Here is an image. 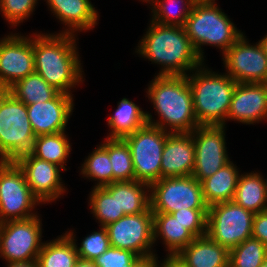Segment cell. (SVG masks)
I'll list each match as a JSON object with an SVG mask.
<instances>
[{"mask_svg":"<svg viewBox=\"0 0 267 267\" xmlns=\"http://www.w3.org/2000/svg\"><path fill=\"white\" fill-rule=\"evenodd\" d=\"M230 251L207 234L196 237L177 256L188 267H227Z\"/></svg>","mask_w":267,"mask_h":267,"instance_id":"cell-21","label":"cell"},{"mask_svg":"<svg viewBox=\"0 0 267 267\" xmlns=\"http://www.w3.org/2000/svg\"><path fill=\"white\" fill-rule=\"evenodd\" d=\"M196 2H215V0H196Z\"/></svg>","mask_w":267,"mask_h":267,"instance_id":"cell-46","label":"cell"},{"mask_svg":"<svg viewBox=\"0 0 267 267\" xmlns=\"http://www.w3.org/2000/svg\"><path fill=\"white\" fill-rule=\"evenodd\" d=\"M267 258V247L250 237L232 248L229 253L231 267H260Z\"/></svg>","mask_w":267,"mask_h":267,"instance_id":"cell-34","label":"cell"},{"mask_svg":"<svg viewBox=\"0 0 267 267\" xmlns=\"http://www.w3.org/2000/svg\"><path fill=\"white\" fill-rule=\"evenodd\" d=\"M261 179H262L263 187L265 189V193H266V196H267V179H265L262 174H261Z\"/></svg>","mask_w":267,"mask_h":267,"instance_id":"cell-45","label":"cell"},{"mask_svg":"<svg viewBox=\"0 0 267 267\" xmlns=\"http://www.w3.org/2000/svg\"><path fill=\"white\" fill-rule=\"evenodd\" d=\"M254 215L233 200L209 206L207 235L230 251L252 237Z\"/></svg>","mask_w":267,"mask_h":267,"instance_id":"cell-9","label":"cell"},{"mask_svg":"<svg viewBox=\"0 0 267 267\" xmlns=\"http://www.w3.org/2000/svg\"><path fill=\"white\" fill-rule=\"evenodd\" d=\"M57 19L67 28L59 33L77 34L93 30L99 15L90 0H44ZM76 32V33H75Z\"/></svg>","mask_w":267,"mask_h":267,"instance_id":"cell-20","label":"cell"},{"mask_svg":"<svg viewBox=\"0 0 267 267\" xmlns=\"http://www.w3.org/2000/svg\"><path fill=\"white\" fill-rule=\"evenodd\" d=\"M146 93L159 118L146 112L148 124L168 133H191L199 126L187 76L156 75Z\"/></svg>","mask_w":267,"mask_h":267,"instance_id":"cell-3","label":"cell"},{"mask_svg":"<svg viewBox=\"0 0 267 267\" xmlns=\"http://www.w3.org/2000/svg\"><path fill=\"white\" fill-rule=\"evenodd\" d=\"M139 1L146 2L148 4L151 0H139Z\"/></svg>","mask_w":267,"mask_h":267,"instance_id":"cell-48","label":"cell"},{"mask_svg":"<svg viewBox=\"0 0 267 267\" xmlns=\"http://www.w3.org/2000/svg\"><path fill=\"white\" fill-rule=\"evenodd\" d=\"M159 260L157 254L140 258L133 267H158Z\"/></svg>","mask_w":267,"mask_h":267,"instance_id":"cell-41","label":"cell"},{"mask_svg":"<svg viewBox=\"0 0 267 267\" xmlns=\"http://www.w3.org/2000/svg\"><path fill=\"white\" fill-rule=\"evenodd\" d=\"M78 258L74 242L63 233L43 243L37 262L39 267H74Z\"/></svg>","mask_w":267,"mask_h":267,"instance_id":"cell-28","label":"cell"},{"mask_svg":"<svg viewBox=\"0 0 267 267\" xmlns=\"http://www.w3.org/2000/svg\"><path fill=\"white\" fill-rule=\"evenodd\" d=\"M140 258L132 251L110 246L93 261L97 267H133Z\"/></svg>","mask_w":267,"mask_h":267,"instance_id":"cell-38","label":"cell"},{"mask_svg":"<svg viewBox=\"0 0 267 267\" xmlns=\"http://www.w3.org/2000/svg\"><path fill=\"white\" fill-rule=\"evenodd\" d=\"M73 95L59 92L47 102L26 105L35 136L66 131L74 109Z\"/></svg>","mask_w":267,"mask_h":267,"instance_id":"cell-17","label":"cell"},{"mask_svg":"<svg viewBox=\"0 0 267 267\" xmlns=\"http://www.w3.org/2000/svg\"><path fill=\"white\" fill-rule=\"evenodd\" d=\"M89 201L90 212L98 220L99 227H105L109 223L115 222L125 216L124 213H119L117 182L107 184L103 187L93 186Z\"/></svg>","mask_w":267,"mask_h":267,"instance_id":"cell-27","label":"cell"},{"mask_svg":"<svg viewBox=\"0 0 267 267\" xmlns=\"http://www.w3.org/2000/svg\"><path fill=\"white\" fill-rule=\"evenodd\" d=\"M251 171L239 176L233 201L254 214L267 210V196L261 172Z\"/></svg>","mask_w":267,"mask_h":267,"instance_id":"cell-25","label":"cell"},{"mask_svg":"<svg viewBox=\"0 0 267 267\" xmlns=\"http://www.w3.org/2000/svg\"><path fill=\"white\" fill-rule=\"evenodd\" d=\"M150 208L153 213H173L184 209H209L201 183L192 175L163 178L150 185Z\"/></svg>","mask_w":267,"mask_h":267,"instance_id":"cell-10","label":"cell"},{"mask_svg":"<svg viewBox=\"0 0 267 267\" xmlns=\"http://www.w3.org/2000/svg\"><path fill=\"white\" fill-rule=\"evenodd\" d=\"M7 267H39L37 260L7 262Z\"/></svg>","mask_w":267,"mask_h":267,"instance_id":"cell-42","label":"cell"},{"mask_svg":"<svg viewBox=\"0 0 267 267\" xmlns=\"http://www.w3.org/2000/svg\"><path fill=\"white\" fill-rule=\"evenodd\" d=\"M39 0H0V11L4 20L15 28L35 11Z\"/></svg>","mask_w":267,"mask_h":267,"instance_id":"cell-36","label":"cell"},{"mask_svg":"<svg viewBox=\"0 0 267 267\" xmlns=\"http://www.w3.org/2000/svg\"><path fill=\"white\" fill-rule=\"evenodd\" d=\"M7 91L26 105L47 102L59 93L36 72L18 80Z\"/></svg>","mask_w":267,"mask_h":267,"instance_id":"cell-30","label":"cell"},{"mask_svg":"<svg viewBox=\"0 0 267 267\" xmlns=\"http://www.w3.org/2000/svg\"><path fill=\"white\" fill-rule=\"evenodd\" d=\"M119 213L140 214L150 207V185L139 181L117 182Z\"/></svg>","mask_w":267,"mask_h":267,"instance_id":"cell-29","label":"cell"},{"mask_svg":"<svg viewBox=\"0 0 267 267\" xmlns=\"http://www.w3.org/2000/svg\"><path fill=\"white\" fill-rule=\"evenodd\" d=\"M267 119V83H237L226 121L251 125Z\"/></svg>","mask_w":267,"mask_h":267,"instance_id":"cell-18","label":"cell"},{"mask_svg":"<svg viewBox=\"0 0 267 267\" xmlns=\"http://www.w3.org/2000/svg\"><path fill=\"white\" fill-rule=\"evenodd\" d=\"M258 42L261 45V47L263 48V51L265 52V55L267 56V35H265V37H263Z\"/></svg>","mask_w":267,"mask_h":267,"instance_id":"cell-44","label":"cell"},{"mask_svg":"<svg viewBox=\"0 0 267 267\" xmlns=\"http://www.w3.org/2000/svg\"><path fill=\"white\" fill-rule=\"evenodd\" d=\"M35 137L26 104L0 90V161H15L30 153Z\"/></svg>","mask_w":267,"mask_h":267,"instance_id":"cell-6","label":"cell"},{"mask_svg":"<svg viewBox=\"0 0 267 267\" xmlns=\"http://www.w3.org/2000/svg\"><path fill=\"white\" fill-rule=\"evenodd\" d=\"M164 260L159 261L158 267H188L177 255H165Z\"/></svg>","mask_w":267,"mask_h":267,"instance_id":"cell-40","label":"cell"},{"mask_svg":"<svg viewBox=\"0 0 267 267\" xmlns=\"http://www.w3.org/2000/svg\"><path fill=\"white\" fill-rule=\"evenodd\" d=\"M76 37L67 33H33L35 72L57 91L70 95L71 89L85 81Z\"/></svg>","mask_w":267,"mask_h":267,"instance_id":"cell-1","label":"cell"},{"mask_svg":"<svg viewBox=\"0 0 267 267\" xmlns=\"http://www.w3.org/2000/svg\"><path fill=\"white\" fill-rule=\"evenodd\" d=\"M216 3L195 2L183 26L203 61L204 49L201 46L217 47L224 54L244 34Z\"/></svg>","mask_w":267,"mask_h":267,"instance_id":"cell-5","label":"cell"},{"mask_svg":"<svg viewBox=\"0 0 267 267\" xmlns=\"http://www.w3.org/2000/svg\"><path fill=\"white\" fill-rule=\"evenodd\" d=\"M252 237L258 239L267 247V210L254 215Z\"/></svg>","mask_w":267,"mask_h":267,"instance_id":"cell-39","label":"cell"},{"mask_svg":"<svg viewBox=\"0 0 267 267\" xmlns=\"http://www.w3.org/2000/svg\"><path fill=\"white\" fill-rule=\"evenodd\" d=\"M72 231L73 230H69L65 233L74 242L79 258L86 260H94L96 257H99L110 247L107 230L103 226H100V229L98 231H93L89 235H87V237L82 240L80 247L78 246L79 244H76V235H74L75 233L74 231Z\"/></svg>","mask_w":267,"mask_h":267,"instance_id":"cell-35","label":"cell"},{"mask_svg":"<svg viewBox=\"0 0 267 267\" xmlns=\"http://www.w3.org/2000/svg\"><path fill=\"white\" fill-rule=\"evenodd\" d=\"M153 231L154 244L162 238L167 255H177L196 238L169 213H153Z\"/></svg>","mask_w":267,"mask_h":267,"instance_id":"cell-22","label":"cell"},{"mask_svg":"<svg viewBox=\"0 0 267 267\" xmlns=\"http://www.w3.org/2000/svg\"><path fill=\"white\" fill-rule=\"evenodd\" d=\"M141 40V41H140ZM135 53L161 65L157 75L187 76L203 64L183 26L161 25L150 21Z\"/></svg>","mask_w":267,"mask_h":267,"instance_id":"cell-2","label":"cell"},{"mask_svg":"<svg viewBox=\"0 0 267 267\" xmlns=\"http://www.w3.org/2000/svg\"><path fill=\"white\" fill-rule=\"evenodd\" d=\"M107 152L113 171V183L134 181L135 173L129 145L122 138H107Z\"/></svg>","mask_w":267,"mask_h":267,"instance_id":"cell-33","label":"cell"},{"mask_svg":"<svg viewBox=\"0 0 267 267\" xmlns=\"http://www.w3.org/2000/svg\"><path fill=\"white\" fill-rule=\"evenodd\" d=\"M149 4L152 6L151 21L161 25L184 26L195 0H151Z\"/></svg>","mask_w":267,"mask_h":267,"instance_id":"cell-31","label":"cell"},{"mask_svg":"<svg viewBox=\"0 0 267 267\" xmlns=\"http://www.w3.org/2000/svg\"><path fill=\"white\" fill-rule=\"evenodd\" d=\"M204 63L187 74L199 125H224L237 82L226 72H213Z\"/></svg>","mask_w":267,"mask_h":267,"instance_id":"cell-4","label":"cell"},{"mask_svg":"<svg viewBox=\"0 0 267 267\" xmlns=\"http://www.w3.org/2000/svg\"><path fill=\"white\" fill-rule=\"evenodd\" d=\"M110 246L129 250L139 257L155 255L153 212L128 214L105 226ZM152 250V251H151Z\"/></svg>","mask_w":267,"mask_h":267,"instance_id":"cell-12","label":"cell"},{"mask_svg":"<svg viewBox=\"0 0 267 267\" xmlns=\"http://www.w3.org/2000/svg\"><path fill=\"white\" fill-rule=\"evenodd\" d=\"M146 124V111L125 97L118 102L115 113L107 119L111 129L107 138L123 139Z\"/></svg>","mask_w":267,"mask_h":267,"instance_id":"cell-24","label":"cell"},{"mask_svg":"<svg viewBox=\"0 0 267 267\" xmlns=\"http://www.w3.org/2000/svg\"><path fill=\"white\" fill-rule=\"evenodd\" d=\"M40 200L32 193L15 161H0V223L37 216Z\"/></svg>","mask_w":267,"mask_h":267,"instance_id":"cell-7","label":"cell"},{"mask_svg":"<svg viewBox=\"0 0 267 267\" xmlns=\"http://www.w3.org/2000/svg\"><path fill=\"white\" fill-rule=\"evenodd\" d=\"M34 72L33 34L12 32L0 38V90Z\"/></svg>","mask_w":267,"mask_h":267,"instance_id":"cell-15","label":"cell"},{"mask_svg":"<svg viewBox=\"0 0 267 267\" xmlns=\"http://www.w3.org/2000/svg\"><path fill=\"white\" fill-rule=\"evenodd\" d=\"M238 169L233 161H230L214 175L200 182L208 206L233 200L240 176Z\"/></svg>","mask_w":267,"mask_h":267,"instance_id":"cell-23","label":"cell"},{"mask_svg":"<svg viewBox=\"0 0 267 267\" xmlns=\"http://www.w3.org/2000/svg\"><path fill=\"white\" fill-rule=\"evenodd\" d=\"M260 267H267V258Z\"/></svg>","mask_w":267,"mask_h":267,"instance_id":"cell-47","label":"cell"},{"mask_svg":"<svg viewBox=\"0 0 267 267\" xmlns=\"http://www.w3.org/2000/svg\"><path fill=\"white\" fill-rule=\"evenodd\" d=\"M74 267H97L93 260L78 258Z\"/></svg>","mask_w":267,"mask_h":267,"instance_id":"cell-43","label":"cell"},{"mask_svg":"<svg viewBox=\"0 0 267 267\" xmlns=\"http://www.w3.org/2000/svg\"><path fill=\"white\" fill-rule=\"evenodd\" d=\"M39 215L24 220L0 223V258L7 262L37 260L41 251L42 219Z\"/></svg>","mask_w":267,"mask_h":267,"instance_id":"cell-11","label":"cell"},{"mask_svg":"<svg viewBox=\"0 0 267 267\" xmlns=\"http://www.w3.org/2000/svg\"><path fill=\"white\" fill-rule=\"evenodd\" d=\"M169 134L147 123L123 138L131 150L136 181L151 185L161 179L162 153Z\"/></svg>","mask_w":267,"mask_h":267,"instance_id":"cell-8","label":"cell"},{"mask_svg":"<svg viewBox=\"0 0 267 267\" xmlns=\"http://www.w3.org/2000/svg\"><path fill=\"white\" fill-rule=\"evenodd\" d=\"M107 152V137L104 142L92 151L83 164H81V175L85 178L97 181L94 187H103L113 183V171Z\"/></svg>","mask_w":267,"mask_h":267,"instance_id":"cell-32","label":"cell"},{"mask_svg":"<svg viewBox=\"0 0 267 267\" xmlns=\"http://www.w3.org/2000/svg\"><path fill=\"white\" fill-rule=\"evenodd\" d=\"M65 132L36 136L30 153L36 158L54 163L67 171L66 162L72 151V145Z\"/></svg>","mask_w":267,"mask_h":267,"instance_id":"cell-26","label":"cell"},{"mask_svg":"<svg viewBox=\"0 0 267 267\" xmlns=\"http://www.w3.org/2000/svg\"><path fill=\"white\" fill-rule=\"evenodd\" d=\"M225 128L224 125H199L191 132L195 146L192 176L199 182L231 161L227 153Z\"/></svg>","mask_w":267,"mask_h":267,"instance_id":"cell-13","label":"cell"},{"mask_svg":"<svg viewBox=\"0 0 267 267\" xmlns=\"http://www.w3.org/2000/svg\"><path fill=\"white\" fill-rule=\"evenodd\" d=\"M195 146L191 133H170L161 161V179L186 177L193 173Z\"/></svg>","mask_w":267,"mask_h":267,"instance_id":"cell-19","label":"cell"},{"mask_svg":"<svg viewBox=\"0 0 267 267\" xmlns=\"http://www.w3.org/2000/svg\"><path fill=\"white\" fill-rule=\"evenodd\" d=\"M208 209H184L171 213L195 237L207 234Z\"/></svg>","mask_w":267,"mask_h":267,"instance_id":"cell-37","label":"cell"},{"mask_svg":"<svg viewBox=\"0 0 267 267\" xmlns=\"http://www.w3.org/2000/svg\"><path fill=\"white\" fill-rule=\"evenodd\" d=\"M15 162L23 171L30 190L42 204L56 202L66 192L60 175L64 170L60 166L36 158L31 153L20 156Z\"/></svg>","mask_w":267,"mask_h":267,"instance_id":"cell-16","label":"cell"},{"mask_svg":"<svg viewBox=\"0 0 267 267\" xmlns=\"http://www.w3.org/2000/svg\"><path fill=\"white\" fill-rule=\"evenodd\" d=\"M243 34L223 55L226 74L237 83H267V56Z\"/></svg>","mask_w":267,"mask_h":267,"instance_id":"cell-14","label":"cell"}]
</instances>
